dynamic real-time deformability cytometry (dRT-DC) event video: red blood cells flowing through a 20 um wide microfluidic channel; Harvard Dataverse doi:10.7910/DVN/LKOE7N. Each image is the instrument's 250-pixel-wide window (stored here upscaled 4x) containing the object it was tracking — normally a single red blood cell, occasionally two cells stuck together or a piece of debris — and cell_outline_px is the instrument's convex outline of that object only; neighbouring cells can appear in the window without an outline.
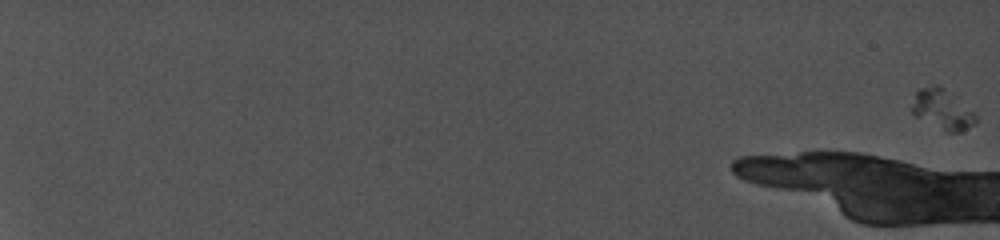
{"species": "common noctule bat (a hibernating species)", "species_latin": "Nyctalus noctula", "temperature_condition": "cold", "stored_images_in_passage": 12, "camera_frame_rate_fps": 5000, "um_per_image_px": 0.085, "animal": {"sex": "female", "body_mass_g": 19.0, "forearm_length_mm": 56.7}, "frame": {"image": 1, "passage_image": 1, "time_ms": 0.0, "image_size_px": [1000, 240], "cell_outline_px": [[976, 124], [960, 132], [948, 132], [916, 116], [912, 112], [912, 104], [916, 92], [920, 88], [936, 84], [940, 84], [972, 112], [976, 116]], "centroid_in_image_um": [80.09, 9.29], "position_along_channel_um": 4.9, "area_um2": 14.45}}